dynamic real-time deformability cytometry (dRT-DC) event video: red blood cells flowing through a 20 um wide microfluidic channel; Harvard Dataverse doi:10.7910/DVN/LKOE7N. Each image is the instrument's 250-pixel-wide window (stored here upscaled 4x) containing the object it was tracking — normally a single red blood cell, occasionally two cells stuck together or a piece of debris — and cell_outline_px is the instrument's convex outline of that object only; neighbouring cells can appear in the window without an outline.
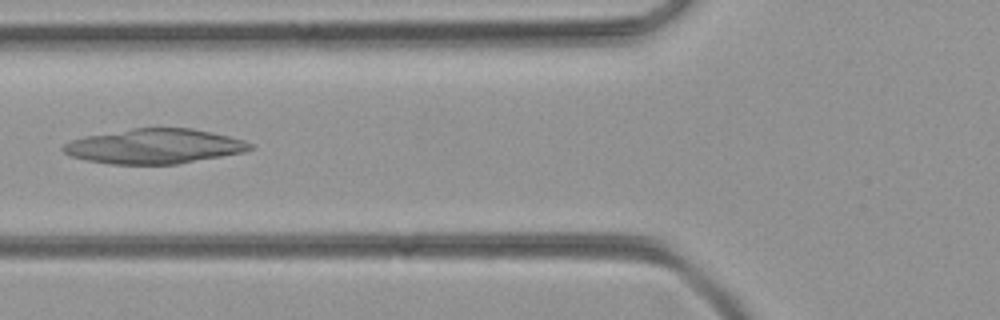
{"species": "common noctule bat (a hibernating species)", "species_latin": "Nyctalus noctula", "temperature_condition": "room temperature", "stored_images_in_passage": 34, "camera_frame_rate_fps": 3000, "um_per_image_px": 0.085, "animal": {"sex": "female", "body_mass_g": 21.9}, "frame": {"image": 1, "passage_image": 7, "time_ms": 2.0, "image_size_px": [1000, 320], "cell_outline_px": [[252, 148], [244, 152], [176, 164], [112, 164], [88, 160], [72, 156], [64, 152], [60, 148], [64, 144], [72, 140], [84, 136], [132, 128], [192, 128], [212, 132], [244, 140], [252, 144]], "centroid_in_image_um": [13.11, 12.43], "position_along_channel_um": 112.7, "area_um2": 37.63}}
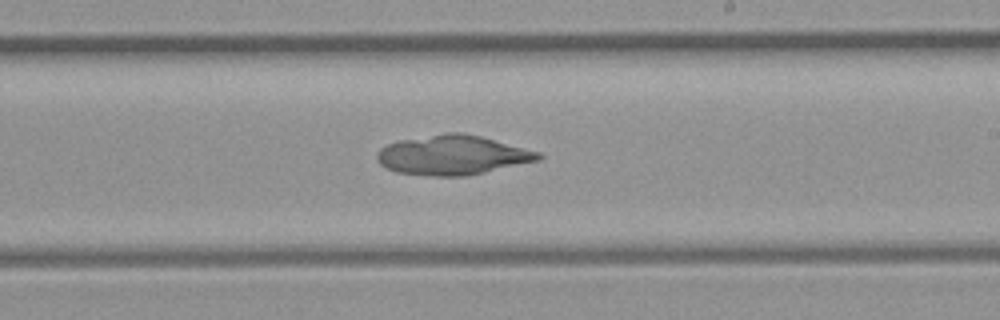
{"frame": {"image": 2, "passage_image": 17, "time_ms": 5.333, "image_size_px": [1000, 320], "cell_outline_px": [[544, 156], [540, 160], [484, 172], [464, 176], [432, 176], [396, 172], [380, 164], [376, 160], [376, 152], [380, 148], [388, 144], [400, 140], [444, 132], [464, 132], [480, 136], [540, 152]], "centroid_in_image_um": [38.45, 13.17], "position_along_channel_um": 250.5, "area_um2": 37.17}}
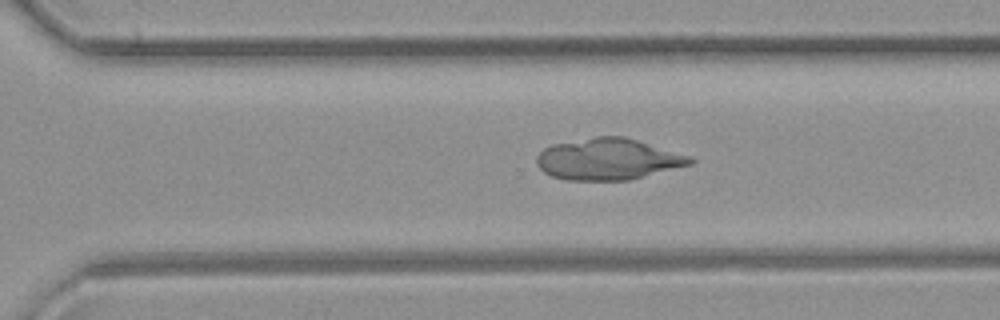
{"frame": {"image": 3, "passage_image": 22, "time_ms": 7.0, "image_size_px": [1000, 320], "cell_outline_px": [[696, 160], [692, 164], [628, 180], [568, 180], [552, 176], [544, 172], [536, 164], [536, 156], [544, 148], [552, 144], [596, 136], [624, 136], [688, 156]], "centroid_in_image_um": [51.64, 13.53], "position_along_channel_um": 319.0, "area_um2": 36.7}}